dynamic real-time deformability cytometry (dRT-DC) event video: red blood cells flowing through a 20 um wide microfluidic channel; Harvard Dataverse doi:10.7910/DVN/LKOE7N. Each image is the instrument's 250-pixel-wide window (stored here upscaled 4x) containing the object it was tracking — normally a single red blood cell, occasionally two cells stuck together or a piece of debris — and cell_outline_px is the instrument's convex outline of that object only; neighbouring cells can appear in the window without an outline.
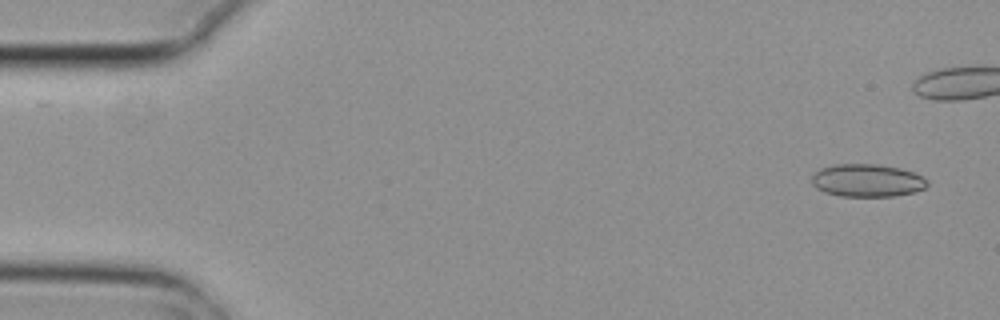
{"species": "common noctule bat (a hibernating species)", "species_latin": "Nyctalus noctula", "temperature_condition": "cold", "stored_images_in_passage": 7, "segment_of_instrument_passage": [1, 2], "camera_frame_rate_fps": 3000, "um_per_image_px": 0.085, "animal": {"sex": "female", "body_mass_g": 29.2, "forearm_length_mm": 56.3}, "frame": {"image": 1, "passage_image": 1, "time_ms": 0.0, "image_size_px": [1000, 320], "cell_outline_px": [[928, 184], [924, 188], [912, 192], [892, 196], [840, 196], [824, 192], [816, 188], [812, 184], [812, 176], [820, 168], [832, 164], [880, 164], [900, 168], [924, 176], [928, 180]], "centroid_in_image_um": [73.7, 15.33], "position_along_channel_um": 11.3, "area_um2": 22.14}}
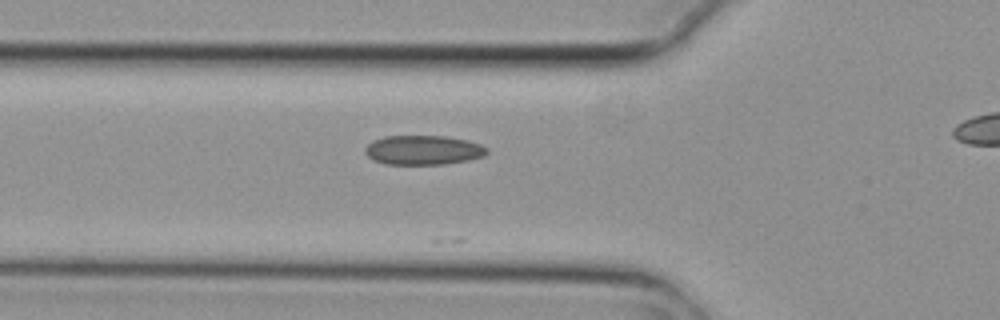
{"frame": {"image": 2, "passage_image": 6, "time_ms": 1.667, "image_size_px": [1000, 320], "cell_outline_px": [[488, 152], [484, 156], [468, 160], [444, 164], [384, 164], [372, 160], [364, 152], [364, 148], [372, 140], [384, 136], [444, 136], [468, 140], [480, 144], [488, 148]], "centroid_in_image_um": [35.95, 12.75], "position_along_channel_um": 89.8, "area_um2": 21.04}}